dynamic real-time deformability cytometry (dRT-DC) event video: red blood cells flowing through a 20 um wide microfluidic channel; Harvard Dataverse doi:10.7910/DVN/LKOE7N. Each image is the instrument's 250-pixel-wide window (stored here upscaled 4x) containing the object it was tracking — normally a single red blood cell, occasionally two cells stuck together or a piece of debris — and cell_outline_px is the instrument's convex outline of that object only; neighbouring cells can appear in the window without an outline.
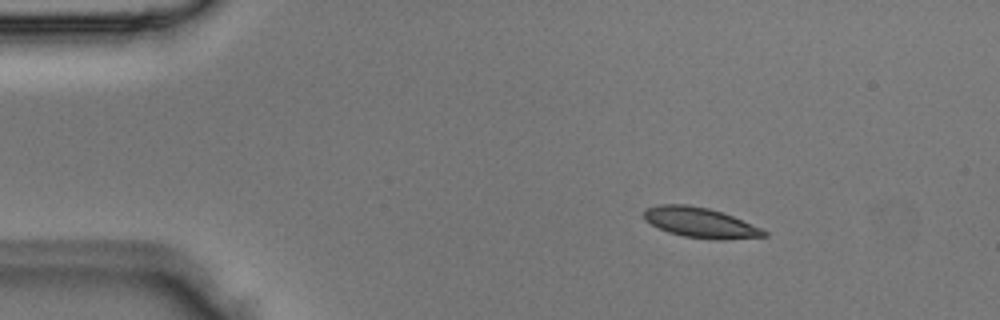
{"species": "Egyptian fruit bat (a non-hibernating species)", "species_latin": "Rousettus aegyptiacus", "temperature_condition": "room temperature", "stored_images_in_passage": 4, "camera_frame_rate_fps": 3000, "um_per_image_px": 0.085, "animal": {"sex": "male"}, "frame": {"image": 1, "passage_image": 1, "time_ms": 0.0, "image_size_px": [1000, 320], "cell_outline_px": [[768, 236], [720, 240], [684, 236], [668, 232], [652, 224], [644, 216], [644, 208], [660, 204], [688, 204], [708, 208], [732, 216], [760, 228], [768, 232]], "centroid_in_image_um": [59.52, 18.91], "position_along_channel_um": 25.5, "area_um2": 20.75}}
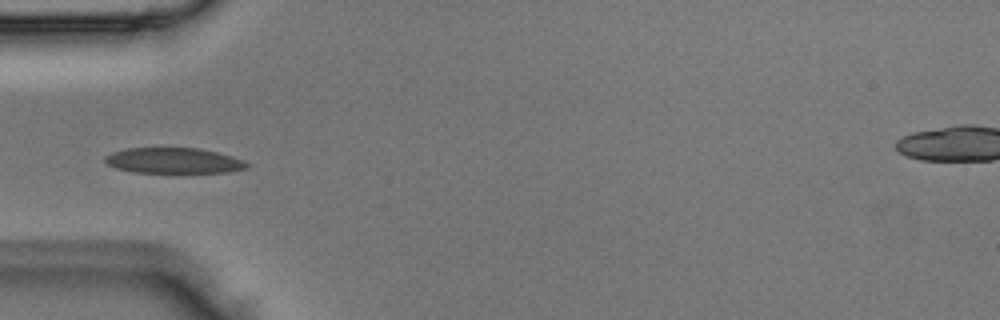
{"frame": {"image": 2, "passage_image": 3, "time_ms": 0.667, "image_size_px": [1000, 320], "cell_outline_px": [[252, 164], [248, 168], [228, 172], [136, 172], [116, 168], [108, 164], [104, 160], [104, 156], [112, 152], [128, 148], [200, 148], [232, 156], [244, 160]], "centroid_in_image_um": [14.8, 13.65], "position_along_channel_um": 70.2, "area_um2": 21.1}}
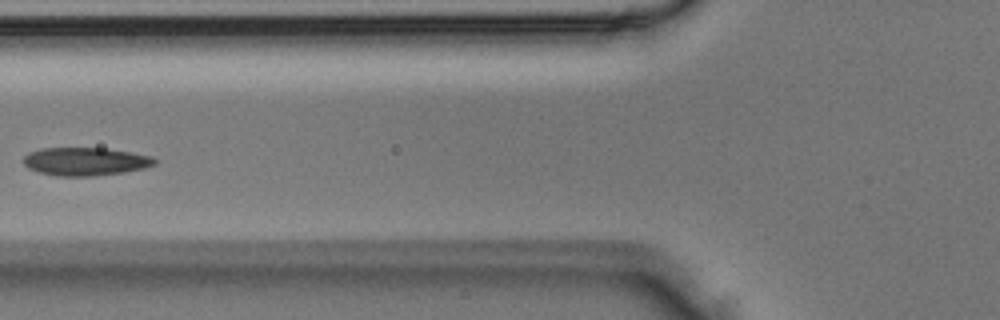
{"frame": {"image": 3, "passage_image": 4, "time_ms": 1.0, "image_size_px": [1000, 320], "cell_outline_px": [[156, 164], [144, 168], [120, 172], [92, 176], [56, 176], [40, 172], [28, 168], [24, 164], [24, 156], [28, 152], [40, 148], [104, 148], [152, 156], [156, 160]], "centroid_in_image_um": [7.22, 13.72], "position_along_channel_um": 118.6, "area_um2": 21.33}}